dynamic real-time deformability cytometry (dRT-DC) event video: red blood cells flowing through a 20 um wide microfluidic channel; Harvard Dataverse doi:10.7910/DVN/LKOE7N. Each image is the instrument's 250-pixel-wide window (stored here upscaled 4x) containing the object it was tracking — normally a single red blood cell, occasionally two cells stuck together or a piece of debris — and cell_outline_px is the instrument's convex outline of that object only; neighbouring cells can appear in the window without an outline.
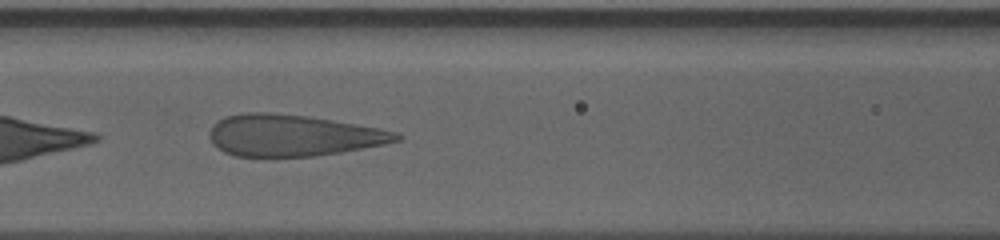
{"species": "human", "species_latin": "Homo sapiens", "temperature_condition": "cold", "stored_images_in_passage": 39, "camera_frame_rate_fps": 3000, "um_per_image_px": 0.085, "donor": {"sex": "male"}, "frame": {"image": 1, "passage_image": 7, "time_ms": 2.0, "image_size_px": [1000, 240], "cell_outline_px": [[404, 136], [400, 140], [384, 144], [340, 152], [316, 156], [268, 160], [236, 156], [224, 152], [212, 144], [208, 136], [212, 124], [216, 120], [224, 116], [244, 112], [268, 112], [308, 116], [332, 120], [376, 128], [396, 132]], "centroid_in_image_um": [24.78, 11.55], "position_along_channel_um": 141.8, "area_um2": 46.36}}
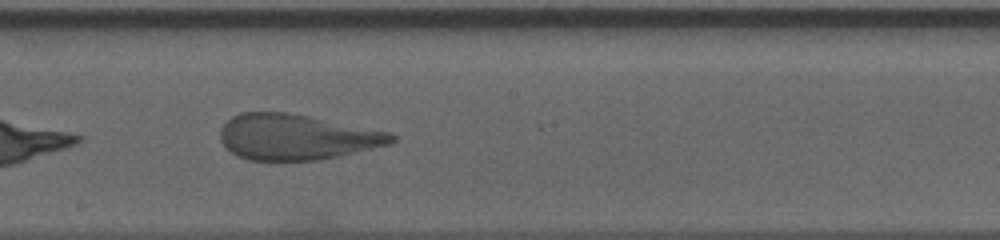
{"frame": {"image": 2, "passage_image": 14, "time_ms": 4.333, "image_size_px": [1000, 240], "cell_outline_px": [[396, 140], [388, 144], [320, 160], [248, 160], [236, 156], [220, 140], [220, 128], [232, 116], [240, 112], [288, 112], [392, 132], [396, 136]], "centroid_in_image_um": [25.18, 11.64], "position_along_channel_um": 223.0, "area_um2": 45.37}}
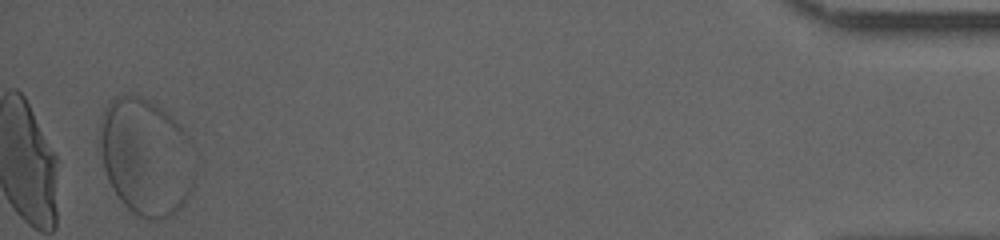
{"frame": {"image": 3, "passage_image": 38, "time_ms": 12.333, "image_size_px": [1000, 240], "cell_outline_px": [[192, 184], [188, 196], [184, 204], [176, 212], [164, 220], [148, 220], [132, 212], [120, 200], [112, 188], [108, 180], [104, 168], [96, 136], [96, 132], [100, 116], [104, 108], [116, 96], [136, 92], [152, 100], [164, 108], [180, 124], [188, 136]], "centroid_in_image_um": [12.31, 13.27], "position_along_channel_um": 422.9, "area_um2": 65.72}}